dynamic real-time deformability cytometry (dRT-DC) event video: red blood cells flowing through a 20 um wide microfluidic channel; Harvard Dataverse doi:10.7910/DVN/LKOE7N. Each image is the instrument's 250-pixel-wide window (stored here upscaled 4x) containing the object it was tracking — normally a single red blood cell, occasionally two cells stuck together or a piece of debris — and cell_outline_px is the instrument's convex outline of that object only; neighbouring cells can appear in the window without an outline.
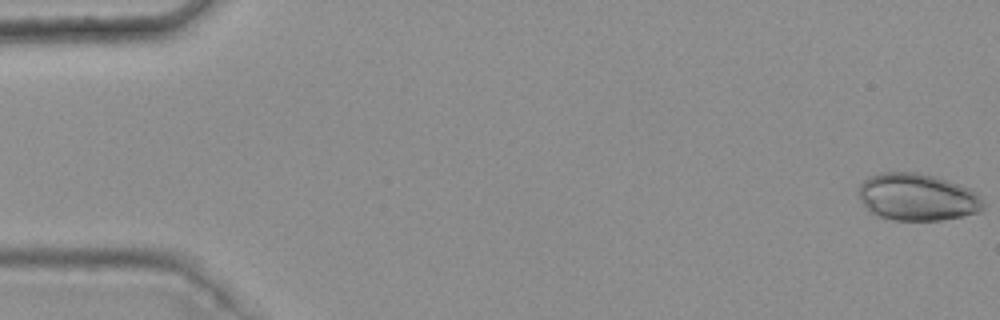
{"species": "common noctule bat (a hibernating species)", "species_latin": "Nyctalus noctula", "temperature_condition": "warm", "stored_images_in_passage": 8, "camera_frame_rate_fps": 3000, "um_per_image_px": 0.085, "animal": {"sex": "female", "body_mass_g": 25.1}, "frame": {"image": 1, "passage_image": 1, "time_ms": 0.0, "image_size_px": [1000, 320], "cell_outline_px": [[984, 208], [980, 212], [940, 220], [892, 220], [876, 216], [860, 200], [860, 184], [868, 176], [880, 172], [916, 172], [932, 176], [968, 188], [976, 192], [984, 200]], "centroid_in_image_um": [77.96, 16.76], "position_along_channel_um": 7.0, "area_um2": 34.04}}
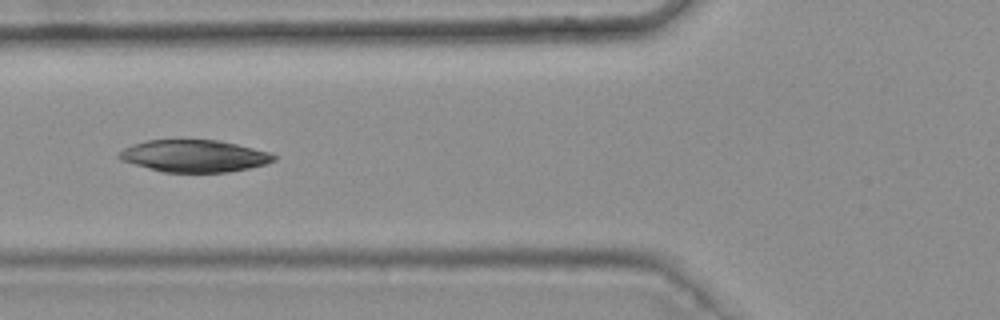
{"frame": {"image": 2, "passage_image": 6, "time_ms": 1.667, "image_size_px": [1000, 320], "cell_outline_px": [[276, 160], [264, 164], [248, 168], [228, 172], [164, 172], [120, 160], [116, 156], [124, 148], [132, 144], [148, 140], [220, 140], [272, 152], [276, 156]], "centroid_in_image_um": [16.53, 13.25], "position_along_channel_um": 109.3, "area_um2": 28.9}}
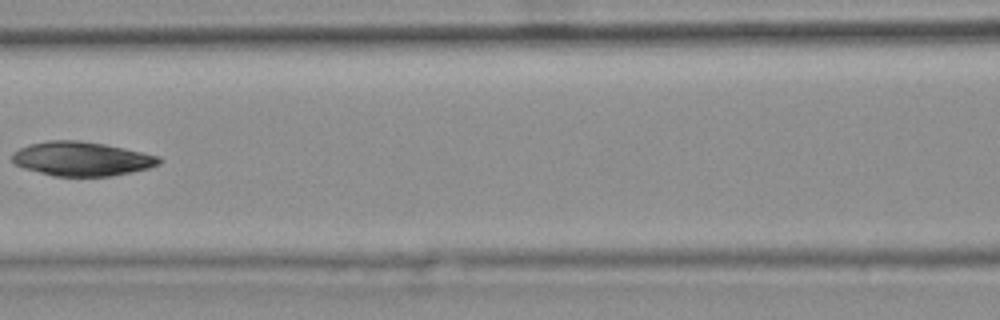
{"frame": {"image": 3, "passage_image": 7, "time_ms": 2.0, "image_size_px": [1000, 320], "cell_outline_px": [[160, 164], [148, 168], [132, 172], [112, 176], [52, 176], [24, 168], [16, 164], [12, 160], [12, 152], [20, 148], [32, 144], [48, 140], [80, 140], [104, 144], [124, 148], [160, 156]], "centroid_in_image_um": [6.95, 13.5], "position_along_channel_um": 159.7, "area_um2": 29.19}}